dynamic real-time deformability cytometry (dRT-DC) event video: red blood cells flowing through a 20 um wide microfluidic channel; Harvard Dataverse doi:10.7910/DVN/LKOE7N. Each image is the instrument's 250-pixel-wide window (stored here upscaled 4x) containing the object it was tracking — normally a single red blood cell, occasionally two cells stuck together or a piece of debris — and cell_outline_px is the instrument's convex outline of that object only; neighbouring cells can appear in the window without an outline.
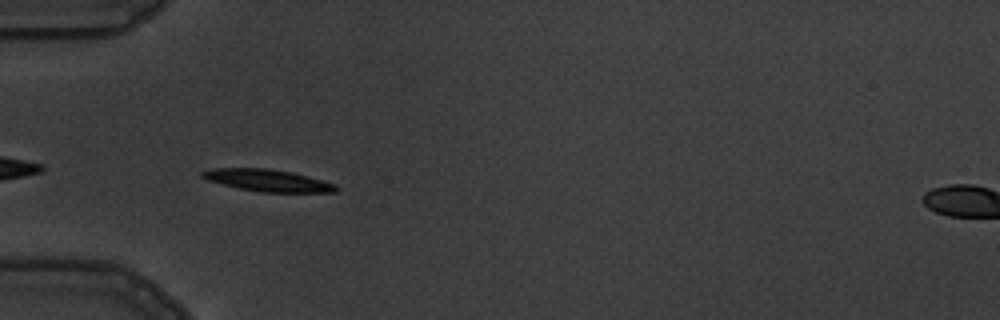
{"species": "common noctule bat (a hibernating species)", "species_latin": "Nyctalus noctula", "temperature_condition": "warm", "stored_images_in_passage": 4, "camera_frame_rate_fps": 3000, "um_per_image_px": 0.085, "animal": {"sex": "male", "body_mass_g": 19.5, "forearm_length_mm": 54.6}, "frame": {"image": 1, "passage_image": 3, "time_ms": 3.333, "image_size_px": [1000, 320], "cell_outline_px": [[340, 188], [336, 192], [260, 192], [240, 188], [208, 180], [200, 176], [200, 172], [212, 168], [264, 168], [292, 172], [308, 176], [336, 184]], "centroid_in_image_um": [22.78, 15.33], "position_along_channel_um": 62.2, "area_um2": 17.05}}